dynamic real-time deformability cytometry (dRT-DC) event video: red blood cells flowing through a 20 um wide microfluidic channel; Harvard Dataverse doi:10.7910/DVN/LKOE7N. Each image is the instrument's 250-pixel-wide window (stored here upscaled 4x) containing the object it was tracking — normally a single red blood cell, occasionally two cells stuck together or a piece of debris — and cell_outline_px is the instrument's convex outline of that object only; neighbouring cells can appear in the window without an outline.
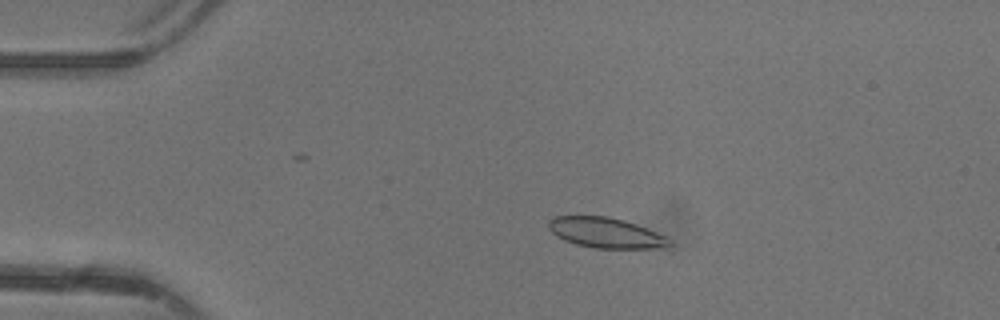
{"species": "common noctule bat (a hibernating species)", "species_latin": "Nyctalus noctula", "temperature_condition": "warm", "stored_images_in_passage": 23, "camera_frame_rate_fps": 3000, "um_per_image_px": 0.085, "animal": {"sex": "female"}, "frame": {"image": 1, "passage_image": 6, "time_ms": 1.667, "image_size_px": [1000, 320], "cell_outline_px": [[672, 244], [652, 248], [596, 248], [576, 244], [564, 240], [556, 236], [548, 228], [548, 220], [556, 216], [608, 216], [624, 220], [636, 224], [656, 232], [664, 236]], "centroid_in_image_um": [51.42, 19.77], "position_along_channel_um": 33.6, "area_um2": 21.04}}
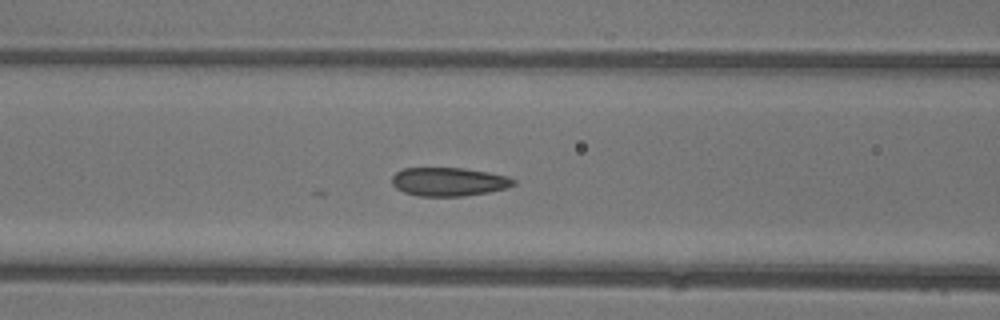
{"frame": {"image": 2, "passage_image": 16, "time_ms": 5.0, "image_size_px": [1000, 320], "cell_outline_px": [[516, 184], [508, 188], [488, 192], [464, 196], [420, 196], [404, 192], [396, 188], [392, 184], [392, 176], [396, 172], [404, 168], [464, 168], [488, 172], [508, 176], [516, 180]], "centroid_in_image_um": [38.17, 15.45], "position_along_channel_um": 128.4, "area_um2": 20.35}}
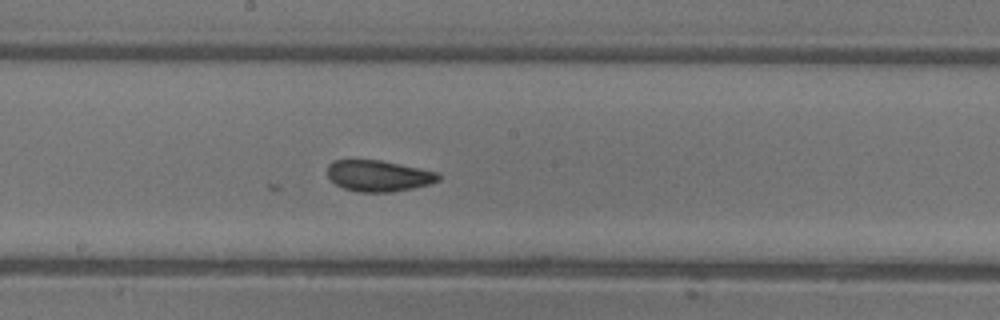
{"frame": {"image": 3, "passage_image": 22, "time_ms": 7.0, "image_size_px": [1000, 320], "cell_outline_px": [[440, 180], [428, 184], [412, 188], [392, 192], [360, 192], [344, 188], [336, 184], [328, 176], [328, 164], [332, 160], [380, 160], [440, 172]], "centroid_in_image_um": [32.19, 14.94], "position_along_channel_um": 216.0, "area_um2": 20.11}}